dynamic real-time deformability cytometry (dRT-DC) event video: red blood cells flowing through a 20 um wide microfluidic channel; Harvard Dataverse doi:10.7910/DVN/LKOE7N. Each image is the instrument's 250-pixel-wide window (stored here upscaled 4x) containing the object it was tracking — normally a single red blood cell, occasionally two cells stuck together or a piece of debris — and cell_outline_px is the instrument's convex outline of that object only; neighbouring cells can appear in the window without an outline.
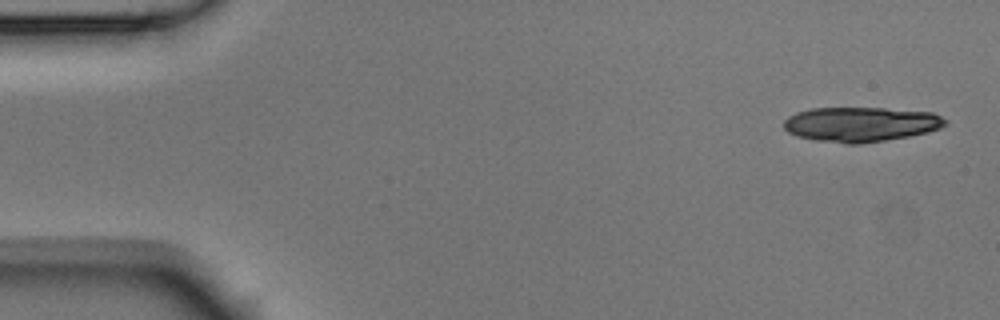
{"species": "Egyptian fruit bat (a non-hibernating species)", "species_latin": "Rousettus aegyptiacus", "temperature_condition": "room temperature", "stored_images_in_passage": 8, "segment_of_instrument_passage": [1, 2], "camera_frame_rate_fps": 3000, "um_per_image_px": 0.085, "animal": {"sex": "male"}, "frame": {"image": 1, "passage_image": 1, "time_ms": 0.0, "image_size_px": [1000, 320], "cell_outline_px": [[948, 124], [940, 128], [928, 132], [908, 136], [860, 144], [844, 144], [816, 140], [796, 136], [788, 132], [784, 128], [784, 120], [788, 116], [796, 112], [812, 108], [884, 108], [932, 112], [948, 120]], "centroid_in_image_um": [73.16, 10.56], "position_along_channel_um": 11.8, "area_um2": 32.83}}